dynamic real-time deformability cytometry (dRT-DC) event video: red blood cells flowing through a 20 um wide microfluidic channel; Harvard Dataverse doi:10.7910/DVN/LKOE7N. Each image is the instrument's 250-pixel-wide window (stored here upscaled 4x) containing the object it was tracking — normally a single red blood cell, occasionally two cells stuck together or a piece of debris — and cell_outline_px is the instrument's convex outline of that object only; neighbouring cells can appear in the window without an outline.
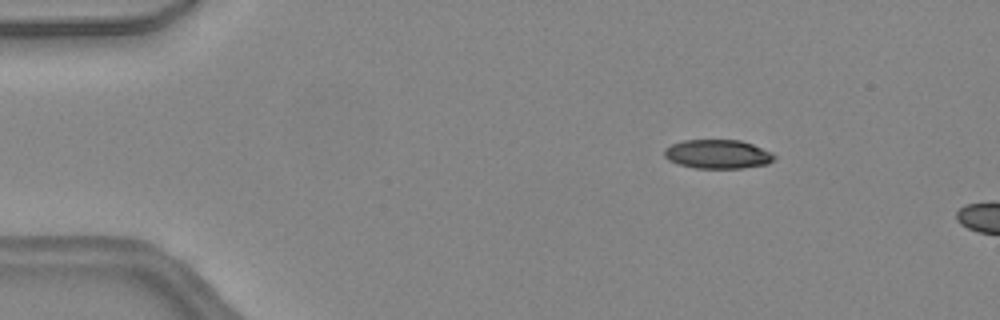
{"species": "common noctule bat (a hibernating species)", "species_latin": "Nyctalus noctula", "temperature_condition": "warm", "stored_images_in_passage": 8, "camera_frame_rate_fps": 3000, "um_per_image_px": 0.085, "animal": {"sex": "female", "body_mass_g": 24.6, "forearm_length_mm": 56.2}, "frame": {"image": 1, "passage_image": 2, "time_ms": 0.333, "image_size_px": [1000, 320], "cell_outline_px": [[776, 156], [768, 164], [744, 168], [696, 168], [676, 164], [668, 160], [664, 156], [664, 148], [672, 144], [684, 140], [740, 140], [752, 144], [772, 152]], "centroid_in_image_um": [60.99, 13.1], "position_along_channel_um": 24.0, "area_um2": 18.67}}